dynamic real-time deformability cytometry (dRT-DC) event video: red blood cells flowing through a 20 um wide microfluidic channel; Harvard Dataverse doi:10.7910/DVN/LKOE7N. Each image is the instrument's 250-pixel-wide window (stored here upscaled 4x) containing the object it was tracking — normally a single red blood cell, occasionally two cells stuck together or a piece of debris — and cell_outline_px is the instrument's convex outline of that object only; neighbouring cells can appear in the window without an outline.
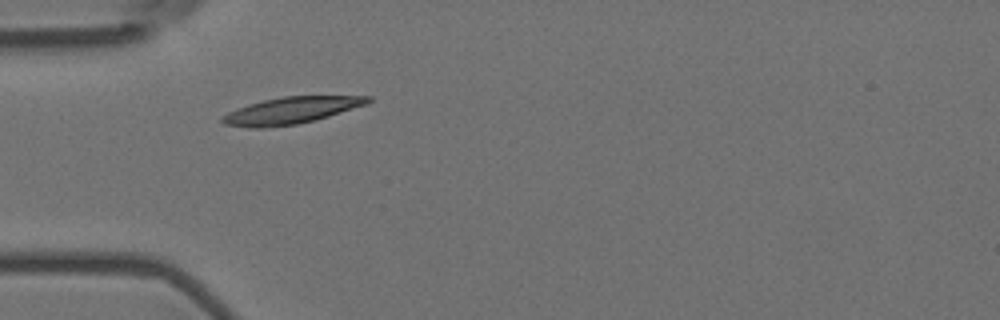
{"species": "Egyptian fruit bat (a non-hibernating species)", "species_latin": "Rousettus aegyptiacus", "temperature_condition": "room temperature", "stored_images_in_passage": 3, "camera_frame_rate_fps": 3000, "um_per_image_px": 0.085, "animal": {"sex": "female"}, "frame": {"image": 1, "passage_image": 1, "time_ms": 0.0, "image_size_px": [1000, 320], "cell_outline_px": [[372, 100], [368, 104], [316, 120], [296, 124], [260, 128], [248, 128], [224, 124], [220, 120], [220, 116], [236, 108], [248, 104], [280, 96], [372, 96]], "centroid_in_image_um": [24.72, 9.39], "position_along_channel_um": 60.3, "area_um2": 22.83}}